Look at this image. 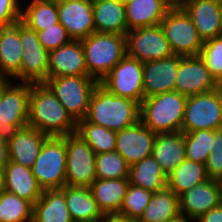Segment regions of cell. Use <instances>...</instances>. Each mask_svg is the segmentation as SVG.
<instances>
[{"instance_id":"cell-28","label":"cell","mask_w":222,"mask_h":222,"mask_svg":"<svg viewBox=\"0 0 222 222\" xmlns=\"http://www.w3.org/2000/svg\"><path fill=\"white\" fill-rule=\"evenodd\" d=\"M129 187L128 178L96 179L89 187L103 214L119 213Z\"/></svg>"},{"instance_id":"cell-19","label":"cell","mask_w":222,"mask_h":222,"mask_svg":"<svg viewBox=\"0 0 222 222\" xmlns=\"http://www.w3.org/2000/svg\"><path fill=\"white\" fill-rule=\"evenodd\" d=\"M63 76H89L81 40L49 51L48 79Z\"/></svg>"},{"instance_id":"cell-42","label":"cell","mask_w":222,"mask_h":222,"mask_svg":"<svg viewBox=\"0 0 222 222\" xmlns=\"http://www.w3.org/2000/svg\"><path fill=\"white\" fill-rule=\"evenodd\" d=\"M21 2L22 0H0V27L11 26L21 20Z\"/></svg>"},{"instance_id":"cell-1","label":"cell","mask_w":222,"mask_h":222,"mask_svg":"<svg viewBox=\"0 0 222 222\" xmlns=\"http://www.w3.org/2000/svg\"><path fill=\"white\" fill-rule=\"evenodd\" d=\"M77 122L45 83H30L28 126L50 137L76 132Z\"/></svg>"},{"instance_id":"cell-14","label":"cell","mask_w":222,"mask_h":222,"mask_svg":"<svg viewBox=\"0 0 222 222\" xmlns=\"http://www.w3.org/2000/svg\"><path fill=\"white\" fill-rule=\"evenodd\" d=\"M220 87L205 62L197 56H182L175 81V91L186 97L208 93Z\"/></svg>"},{"instance_id":"cell-24","label":"cell","mask_w":222,"mask_h":222,"mask_svg":"<svg viewBox=\"0 0 222 222\" xmlns=\"http://www.w3.org/2000/svg\"><path fill=\"white\" fill-rule=\"evenodd\" d=\"M172 6L170 0H132L125 5L128 31L159 25Z\"/></svg>"},{"instance_id":"cell-5","label":"cell","mask_w":222,"mask_h":222,"mask_svg":"<svg viewBox=\"0 0 222 222\" xmlns=\"http://www.w3.org/2000/svg\"><path fill=\"white\" fill-rule=\"evenodd\" d=\"M66 160L65 136H49L31 168L43 191L61 189L66 184Z\"/></svg>"},{"instance_id":"cell-15","label":"cell","mask_w":222,"mask_h":222,"mask_svg":"<svg viewBox=\"0 0 222 222\" xmlns=\"http://www.w3.org/2000/svg\"><path fill=\"white\" fill-rule=\"evenodd\" d=\"M222 203V181L208 179L179 196V211L187 221L195 222Z\"/></svg>"},{"instance_id":"cell-49","label":"cell","mask_w":222,"mask_h":222,"mask_svg":"<svg viewBox=\"0 0 222 222\" xmlns=\"http://www.w3.org/2000/svg\"><path fill=\"white\" fill-rule=\"evenodd\" d=\"M186 0H170L172 5H181Z\"/></svg>"},{"instance_id":"cell-9","label":"cell","mask_w":222,"mask_h":222,"mask_svg":"<svg viewBox=\"0 0 222 222\" xmlns=\"http://www.w3.org/2000/svg\"><path fill=\"white\" fill-rule=\"evenodd\" d=\"M30 83L12 81L0 98V138L9 141L28 125Z\"/></svg>"},{"instance_id":"cell-22","label":"cell","mask_w":222,"mask_h":222,"mask_svg":"<svg viewBox=\"0 0 222 222\" xmlns=\"http://www.w3.org/2000/svg\"><path fill=\"white\" fill-rule=\"evenodd\" d=\"M152 156L168 176L186 159L184 133L182 131L157 133Z\"/></svg>"},{"instance_id":"cell-45","label":"cell","mask_w":222,"mask_h":222,"mask_svg":"<svg viewBox=\"0 0 222 222\" xmlns=\"http://www.w3.org/2000/svg\"><path fill=\"white\" fill-rule=\"evenodd\" d=\"M100 222H137V220L120 215L118 213H114V214H104Z\"/></svg>"},{"instance_id":"cell-43","label":"cell","mask_w":222,"mask_h":222,"mask_svg":"<svg viewBox=\"0 0 222 222\" xmlns=\"http://www.w3.org/2000/svg\"><path fill=\"white\" fill-rule=\"evenodd\" d=\"M195 222H222V203L203 214Z\"/></svg>"},{"instance_id":"cell-8","label":"cell","mask_w":222,"mask_h":222,"mask_svg":"<svg viewBox=\"0 0 222 222\" xmlns=\"http://www.w3.org/2000/svg\"><path fill=\"white\" fill-rule=\"evenodd\" d=\"M222 129V89L188 96L185 104L182 132Z\"/></svg>"},{"instance_id":"cell-40","label":"cell","mask_w":222,"mask_h":222,"mask_svg":"<svg viewBox=\"0 0 222 222\" xmlns=\"http://www.w3.org/2000/svg\"><path fill=\"white\" fill-rule=\"evenodd\" d=\"M205 167L209 179L222 181V129L214 130L213 142Z\"/></svg>"},{"instance_id":"cell-11","label":"cell","mask_w":222,"mask_h":222,"mask_svg":"<svg viewBox=\"0 0 222 222\" xmlns=\"http://www.w3.org/2000/svg\"><path fill=\"white\" fill-rule=\"evenodd\" d=\"M22 62L14 79L23 83H44L48 79L49 51L39 42L38 34L20 21Z\"/></svg>"},{"instance_id":"cell-41","label":"cell","mask_w":222,"mask_h":222,"mask_svg":"<svg viewBox=\"0 0 222 222\" xmlns=\"http://www.w3.org/2000/svg\"><path fill=\"white\" fill-rule=\"evenodd\" d=\"M37 34L39 42L47 51L58 49L72 40L60 23L53 24L52 27L46 28L44 31H38Z\"/></svg>"},{"instance_id":"cell-46","label":"cell","mask_w":222,"mask_h":222,"mask_svg":"<svg viewBox=\"0 0 222 222\" xmlns=\"http://www.w3.org/2000/svg\"><path fill=\"white\" fill-rule=\"evenodd\" d=\"M13 80L7 78V77H3V76H0V98H1V95L4 91V89L12 82Z\"/></svg>"},{"instance_id":"cell-18","label":"cell","mask_w":222,"mask_h":222,"mask_svg":"<svg viewBox=\"0 0 222 222\" xmlns=\"http://www.w3.org/2000/svg\"><path fill=\"white\" fill-rule=\"evenodd\" d=\"M156 133L141 121L133 126L116 132L115 150L129 165L152 156Z\"/></svg>"},{"instance_id":"cell-36","label":"cell","mask_w":222,"mask_h":222,"mask_svg":"<svg viewBox=\"0 0 222 222\" xmlns=\"http://www.w3.org/2000/svg\"><path fill=\"white\" fill-rule=\"evenodd\" d=\"M129 164L116 150L96 154L95 171L96 179L128 178Z\"/></svg>"},{"instance_id":"cell-35","label":"cell","mask_w":222,"mask_h":222,"mask_svg":"<svg viewBox=\"0 0 222 222\" xmlns=\"http://www.w3.org/2000/svg\"><path fill=\"white\" fill-rule=\"evenodd\" d=\"M33 204L18 195L4 191L0 194V222H32Z\"/></svg>"},{"instance_id":"cell-23","label":"cell","mask_w":222,"mask_h":222,"mask_svg":"<svg viewBox=\"0 0 222 222\" xmlns=\"http://www.w3.org/2000/svg\"><path fill=\"white\" fill-rule=\"evenodd\" d=\"M20 21L0 27V76L14 79L20 74L22 62Z\"/></svg>"},{"instance_id":"cell-21","label":"cell","mask_w":222,"mask_h":222,"mask_svg":"<svg viewBox=\"0 0 222 222\" xmlns=\"http://www.w3.org/2000/svg\"><path fill=\"white\" fill-rule=\"evenodd\" d=\"M49 136L33 127L20 128L8 141L10 161L32 168L44 141Z\"/></svg>"},{"instance_id":"cell-30","label":"cell","mask_w":222,"mask_h":222,"mask_svg":"<svg viewBox=\"0 0 222 222\" xmlns=\"http://www.w3.org/2000/svg\"><path fill=\"white\" fill-rule=\"evenodd\" d=\"M129 184L139 186L152 193L166 188L167 175L153 156L129 166Z\"/></svg>"},{"instance_id":"cell-25","label":"cell","mask_w":222,"mask_h":222,"mask_svg":"<svg viewBox=\"0 0 222 222\" xmlns=\"http://www.w3.org/2000/svg\"><path fill=\"white\" fill-rule=\"evenodd\" d=\"M4 173L5 191L16 194L33 205L43 194V189L31 168L9 161L4 168Z\"/></svg>"},{"instance_id":"cell-50","label":"cell","mask_w":222,"mask_h":222,"mask_svg":"<svg viewBox=\"0 0 222 222\" xmlns=\"http://www.w3.org/2000/svg\"><path fill=\"white\" fill-rule=\"evenodd\" d=\"M116 1L121 2L123 5H126L130 3L132 0H116Z\"/></svg>"},{"instance_id":"cell-7","label":"cell","mask_w":222,"mask_h":222,"mask_svg":"<svg viewBox=\"0 0 222 222\" xmlns=\"http://www.w3.org/2000/svg\"><path fill=\"white\" fill-rule=\"evenodd\" d=\"M77 122L84 119L91 94L98 82L89 76H63L44 82Z\"/></svg>"},{"instance_id":"cell-37","label":"cell","mask_w":222,"mask_h":222,"mask_svg":"<svg viewBox=\"0 0 222 222\" xmlns=\"http://www.w3.org/2000/svg\"><path fill=\"white\" fill-rule=\"evenodd\" d=\"M214 130L184 133L186 159L206 164L213 142Z\"/></svg>"},{"instance_id":"cell-39","label":"cell","mask_w":222,"mask_h":222,"mask_svg":"<svg viewBox=\"0 0 222 222\" xmlns=\"http://www.w3.org/2000/svg\"><path fill=\"white\" fill-rule=\"evenodd\" d=\"M199 55L211 75L220 84L222 82V37L217 36L204 41Z\"/></svg>"},{"instance_id":"cell-31","label":"cell","mask_w":222,"mask_h":222,"mask_svg":"<svg viewBox=\"0 0 222 222\" xmlns=\"http://www.w3.org/2000/svg\"><path fill=\"white\" fill-rule=\"evenodd\" d=\"M179 216V196L166 187L152 194L137 222H166Z\"/></svg>"},{"instance_id":"cell-13","label":"cell","mask_w":222,"mask_h":222,"mask_svg":"<svg viewBox=\"0 0 222 222\" xmlns=\"http://www.w3.org/2000/svg\"><path fill=\"white\" fill-rule=\"evenodd\" d=\"M126 49L129 57L140 62L164 59L174 55L160 25L128 31Z\"/></svg>"},{"instance_id":"cell-29","label":"cell","mask_w":222,"mask_h":222,"mask_svg":"<svg viewBox=\"0 0 222 222\" xmlns=\"http://www.w3.org/2000/svg\"><path fill=\"white\" fill-rule=\"evenodd\" d=\"M32 222H74L65 201L64 186L61 189L43 191L33 205Z\"/></svg>"},{"instance_id":"cell-17","label":"cell","mask_w":222,"mask_h":222,"mask_svg":"<svg viewBox=\"0 0 222 222\" xmlns=\"http://www.w3.org/2000/svg\"><path fill=\"white\" fill-rule=\"evenodd\" d=\"M182 59L180 55L143 62L144 98L175 91V81Z\"/></svg>"},{"instance_id":"cell-16","label":"cell","mask_w":222,"mask_h":222,"mask_svg":"<svg viewBox=\"0 0 222 222\" xmlns=\"http://www.w3.org/2000/svg\"><path fill=\"white\" fill-rule=\"evenodd\" d=\"M59 23L72 40H81L95 32L92 0H57Z\"/></svg>"},{"instance_id":"cell-52","label":"cell","mask_w":222,"mask_h":222,"mask_svg":"<svg viewBox=\"0 0 222 222\" xmlns=\"http://www.w3.org/2000/svg\"><path fill=\"white\" fill-rule=\"evenodd\" d=\"M211 1L218 2V3L222 4V0H211Z\"/></svg>"},{"instance_id":"cell-10","label":"cell","mask_w":222,"mask_h":222,"mask_svg":"<svg viewBox=\"0 0 222 222\" xmlns=\"http://www.w3.org/2000/svg\"><path fill=\"white\" fill-rule=\"evenodd\" d=\"M66 142V185L90 187L96 180V153L76 133L65 136Z\"/></svg>"},{"instance_id":"cell-20","label":"cell","mask_w":222,"mask_h":222,"mask_svg":"<svg viewBox=\"0 0 222 222\" xmlns=\"http://www.w3.org/2000/svg\"><path fill=\"white\" fill-rule=\"evenodd\" d=\"M180 6L190 16L203 42L219 36L221 3L211 0H186Z\"/></svg>"},{"instance_id":"cell-47","label":"cell","mask_w":222,"mask_h":222,"mask_svg":"<svg viewBox=\"0 0 222 222\" xmlns=\"http://www.w3.org/2000/svg\"><path fill=\"white\" fill-rule=\"evenodd\" d=\"M5 191V173L4 168H0V194Z\"/></svg>"},{"instance_id":"cell-2","label":"cell","mask_w":222,"mask_h":222,"mask_svg":"<svg viewBox=\"0 0 222 222\" xmlns=\"http://www.w3.org/2000/svg\"><path fill=\"white\" fill-rule=\"evenodd\" d=\"M84 119L117 132L140 121V104L137 101L116 96L98 83L91 94Z\"/></svg>"},{"instance_id":"cell-33","label":"cell","mask_w":222,"mask_h":222,"mask_svg":"<svg viewBox=\"0 0 222 222\" xmlns=\"http://www.w3.org/2000/svg\"><path fill=\"white\" fill-rule=\"evenodd\" d=\"M34 31H44L59 23L57 0H30L21 8V20Z\"/></svg>"},{"instance_id":"cell-26","label":"cell","mask_w":222,"mask_h":222,"mask_svg":"<svg viewBox=\"0 0 222 222\" xmlns=\"http://www.w3.org/2000/svg\"><path fill=\"white\" fill-rule=\"evenodd\" d=\"M64 196L74 222H96L103 218L90 188L65 184Z\"/></svg>"},{"instance_id":"cell-51","label":"cell","mask_w":222,"mask_h":222,"mask_svg":"<svg viewBox=\"0 0 222 222\" xmlns=\"http://www.w3.org/2000/svg\"><path fill=\"white\" fill-rule=\"evenodd\" d=\"M219 36L222 37V13H221V20H220V33Z\"/></svg>"},{"instance_id":"cell-34","label":"cell","mask_w":222,"mask_h":222,"mask_svg":"<svg viewBox=\"0 0 222 222\" xmlns=\"http://www.w3.org/2000/svg\"><path fill=\"white\" fill-rule=\"evenodd\" d=\"M96 154L115 151L116 131L81 119L77 121L76 132Z\"/></svg>"},{"instance_id":"cell-4","label":"cell","mask_w":222,"mask_h":222,"mask_svg":"<svg viewBox=\"0 0 222 222\" xmlns=\"http://www.w3.org/2000/svg\"><path fill=\"white\" fill-rule=\"evenodd\" d=\"M187 97L173 91L144 98L140 121L154 133L182 131Z\"/></svg>"},{"instance_id":"cell-38","label":"cell","mask_w":222,"mask_h":222,"mask_svg":"<svg viewBox=\"0 0 222 222\" xmlns=\"http://www.w3.org/2000/svg\"><path fill=\"white\" fill-rule=\"evenodd\" d=\"M152 192L142 187L129 184L118 214L138 220L147 207Z\"/></svg>"},{"instance_id":"cell-3","label":"cell","mask_w":222,"mask_h":222,"mask_svg":"<svg viewBox=\"0 0 222 222\" xmlns=\"http://www.w3.org/2000/svg\"><path fill=\"white\" fill-rule=\"evenodd\" d=\"M81 42L88 75L98 83L127 54L126 35L93 32Z\"/></svg>"},{"instance_id":"cell-12","label":"cell","mask_w":222,"mask_h":222,"mask_svg":"<svg viewBox=\"0 0 222 222\" xmlns=\"http://www.w3.org/2000/svg\"><path fill=\"white\" fill-rule=\"evenodd\" d=\"M100 83L116 96L140 104L144 99L143 62L126 54Z\"/></svg>"},{"instance_id":"cell-48","label":"cell","mask_w":222,"mask_h":222,"mask_svg":"<svg viewBox=\"0 0 222 222\" xmlns=\"http://www.w3.org/2000/svg\"><path fill=\"white\" fill-rule=\"evenodd\" d=\"M166 222H189V221H187L182 215H180L179 217Z\"/></svg>"},{"instance_id":"cell-27","label":"cell","mask_w":222,"mask_h":222,"mask_svg":"<svg viewBox=\"0 0 222 222\" xmlns=\"http://www.w3.org/2000/svg\"><path fill=\"white\" fill-rule=\"evenodd\" d=\"M95 32L126 35L125 5L116 0H92Z\"/></svg>"},{"instance_id":"cell-6","label":"cell","mask_w":222,"mask_h":222,"mask_svg":"<svg viewBox=\"0 0 222 222\" xmlns=\"http://www.w3.org/2000/svg\"><path fill=\"white\" fill-rule=\"evenodd\" d=\"M159 25L173 54L180 56L200 54L203 41L190 16L180 5H173Z\"/></svg>"},{"instance_id":"cell-44","label":"cell","mask_w":222,"mask_h":222,"mask_svg":"<svg viewBox=\"0 0 222 222\" xmlns=\"http://www.w3.org/2000/svg\"><path fill=\"white\" fill-rule=\"evenodd\" d=\"M9 161L8 141L0 138V168H5Z\"/></svg>"},{"instance_id":"cell-32","label":"cell","mask_w":222,"mask_h":222,"mask_svg":"<svg viewBox=\"0 0 222 222\" xmlns=\"http://www.w3.org/2000/svg\"><path fill=\"white\" fill-rule=\"evenodd\" d=\"M208 179L205 164L185 159L167 176L166 187L180 196Z\"/></svg>"}]
</instances>
